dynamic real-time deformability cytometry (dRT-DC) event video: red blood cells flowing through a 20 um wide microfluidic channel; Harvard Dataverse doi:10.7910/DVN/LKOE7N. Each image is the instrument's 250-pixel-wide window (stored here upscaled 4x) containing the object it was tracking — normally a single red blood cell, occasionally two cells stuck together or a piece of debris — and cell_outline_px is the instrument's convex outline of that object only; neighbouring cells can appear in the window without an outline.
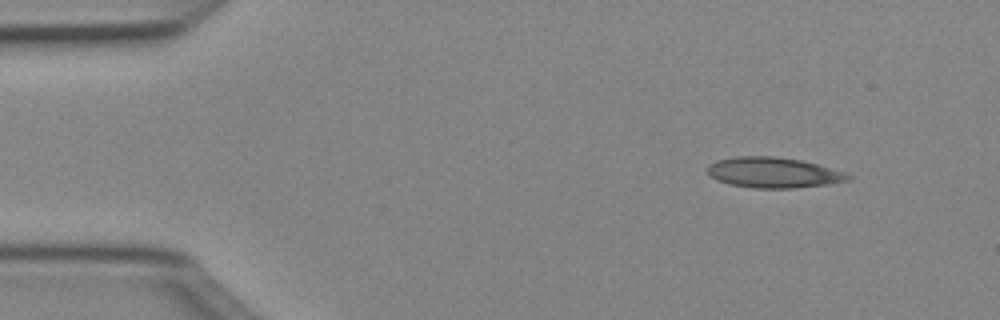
{"species": "Egyptian fruit bat (a non-hibernating species)", "species_latin": "Rousettus aegyptiacus", "temperature_condition": "cold", "stored_images_in_passage": 45, "camera_frame_rate_fps": 3000, "um_per_image_px": 0.085, "animal": {"sex": "female"}, "frame": {"image": 1, "passage_image": 1, "time_ms": 0.0, "image_size_px": [1000, 320], "cell_outline_px": [[852, 180], [796, 188], [752, 188], [728, 184], [716, 180], [708, 172], [708, 168], [716, 160], [736, 156], [776, 156], [800, 160], [816, 164], [844, 172], [852, 176]], "centroid_in_image_um": [65.74, 14.67], "position_along_channel_um": 19.3, "area_um2": 24.85}}
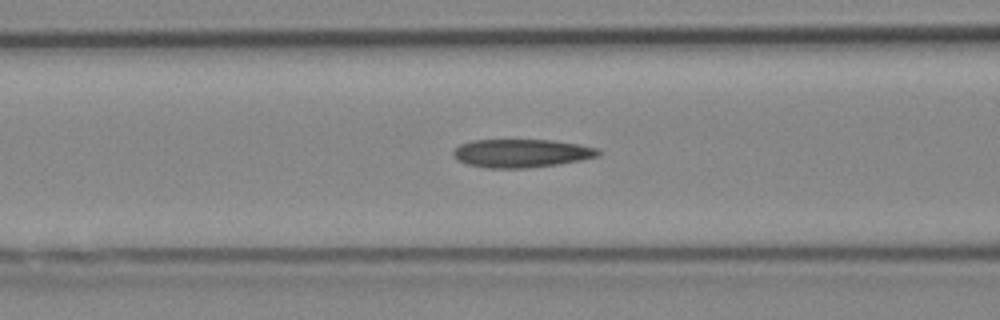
{"frame": {"image": 2, "passage_image": 15, "time_ms": 4.667, "image_size_px": [1000, 320], "cell_outline_px": [[600, 156], [580, 160], [556, 164], [528, 168], [484, 168], [468, 164], [456, 160], [452, 156], [452, 152], [460, 144], [472, 140], [552, 140], [600, 148]], "centroid_in_image_um": [44.29, 13.03], "position_along_channel_um": 122.3, "area_um2": 23.99}}
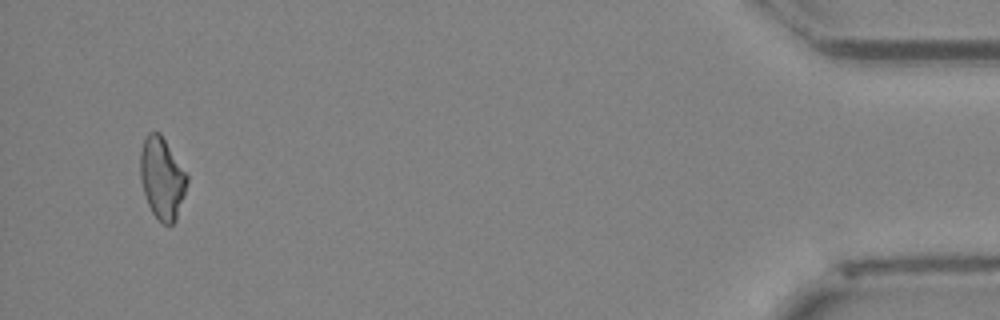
{"frame": {"image": 3, "passage_image": 43, "time_ms": 14.0, "image_size_px": [1000, 320], "cell_outline_px": [[188, 180], [184, 196], [176, 220], [172, 224], [164, 224], [152, 212], [148, 204], [140, 180], [140, 152], [144, 140], [148, 132], [160, 132], [188, 176]], "centroid_in_image_um": [13.77, 15.14], "position_along_channel_um": 421.4, "area_um2": 22.08}}